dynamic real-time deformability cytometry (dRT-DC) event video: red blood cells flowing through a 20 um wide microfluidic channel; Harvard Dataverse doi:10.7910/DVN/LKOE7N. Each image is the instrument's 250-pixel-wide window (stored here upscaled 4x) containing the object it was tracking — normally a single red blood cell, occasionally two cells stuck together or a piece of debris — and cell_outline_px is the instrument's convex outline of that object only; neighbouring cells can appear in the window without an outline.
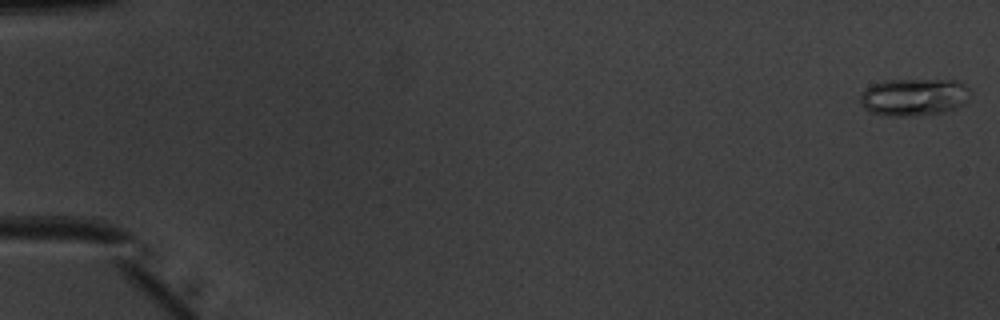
{"species": "common noctule bat (a hibernating species)", "species_latin": "Nyctalus noctula", "temperature_condition": "warm", "stored_images_in_passage": 14, "camera_frame_rate_fps": 3000, "um_per_image_px": 0.085, "animal": {"sex": "male", "body_mass_g": 20.1, "forearm_length_mm": 53.5}, "frame": {"image": 1, "passage_image": 1, "time_ms": 0.0, "image_size_px": [1000, 320], "cell_outline_px": [[968, 88], [964, 104], [940, 112], [912, 116], [888, 116], [872, 112], [864, 108], [860, 100], [860, 96], [872, 84], [884, 80], [956, 80], [964, 84]], "centroid_in_image_um": [77.64, 8.24], "position_along_channel_um": 7.4, "area_um2": 23.47}}